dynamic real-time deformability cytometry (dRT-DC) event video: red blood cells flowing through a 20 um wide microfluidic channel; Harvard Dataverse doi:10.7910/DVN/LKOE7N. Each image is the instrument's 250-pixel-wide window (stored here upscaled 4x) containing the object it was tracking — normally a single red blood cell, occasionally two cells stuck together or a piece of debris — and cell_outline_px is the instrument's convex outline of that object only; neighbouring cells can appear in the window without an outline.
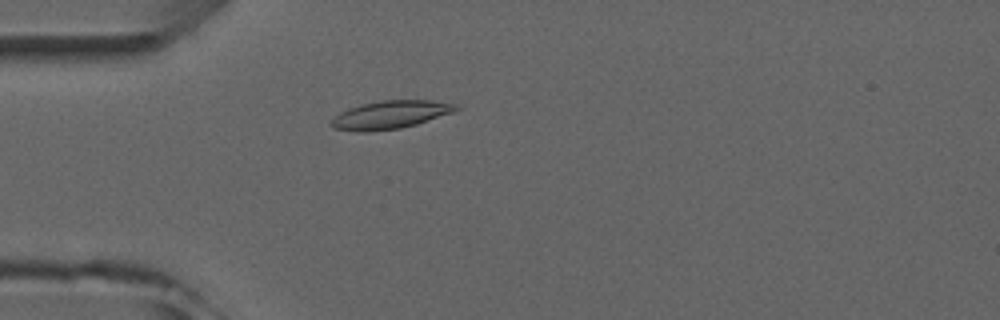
{"species": "common noctule bat (a hibernating species)", "species_latin": "Nyctalus noctula", "temperature_condition": "room temperature", "stored_images_in_passage": 4, "camera_frame_rate_fps": 3000, "um_per_image_px": 0.085, "animal": {"sex": "male", "forearm_length_mm": 52.5}, "frame": {"image": 1, "passage_image": 4, "time_ms": 3.333, "image_size_px": [1000, 320], "cell_outline_px": [[460, 108], [452, 112], [416, 124], [400, 128], [368, 132], [360, 132], [336, 128], [328, 124], [332, 116], [348, 108], [360, 104], [380, 100], [432, 100], [460, 104]], "centroid_in_image_um": [33.14, 9.74], "position_along_channel_um": 51.9, "area_um2": 20.58}}